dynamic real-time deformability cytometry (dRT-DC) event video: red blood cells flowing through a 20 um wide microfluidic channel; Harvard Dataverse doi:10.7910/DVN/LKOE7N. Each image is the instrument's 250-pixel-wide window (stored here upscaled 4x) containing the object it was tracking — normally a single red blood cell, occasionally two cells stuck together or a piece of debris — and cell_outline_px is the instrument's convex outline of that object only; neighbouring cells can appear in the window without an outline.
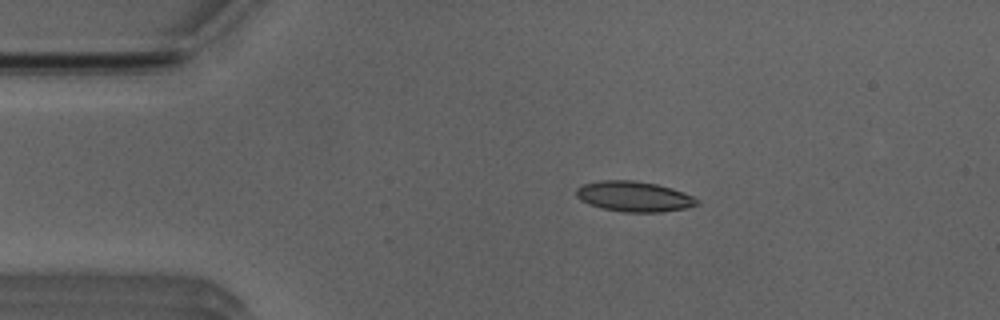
{"species": "Egyptian fruit bat (a non-hibernating species)", "species_latin": "Rousettus aegyptiacus", "temperature_condition": "room temperature", "stored_images_in_passage": 28, "camera_frame_rate_fps": 3000, "um_per_image_px": 0.085, "animal": {"sex": "male"}, "frame": {"image": 1, "passage_image": 1, "time_ms": 0.0, "image_size_px": [1000, 320], "cell_outline_px": [[700, 204], [684, 208], [660, 212], [624, 212], [604, 208], [588, 204], [580, 200], [576, 196], [576, 188], [584, 184], [600, 180], [632, 180], [656, 184], [672, 188], [684, 192], [700, 200]], "centroid_in_image_um": [53.89, 16.69], "position_along_channel_um": 31.1, "area_um2": 21.33}}
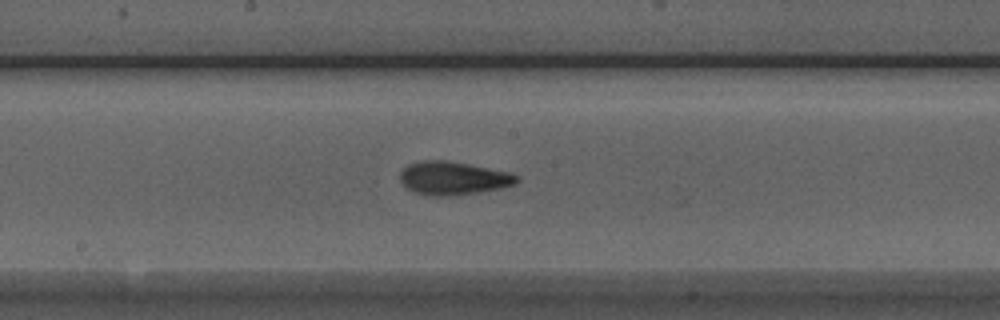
{"frame": {"image": 2, "passage_image": 18, "time_ms": 5.667, "image_size_px": [1000, 320], "cell_outline_px": [[520, 180], [516, 184], [504, 188], [452, 196], [432, 196], [412, 192], [400, 180], [400, 172], [408, 164], [420, 160], [444, 160], [468, 164], [512, 172], [520, 176]], "centroid_in_image_um": [38.57, 15.15], "position_along_channel_um": 209.6, "area_um2": 22.95}}
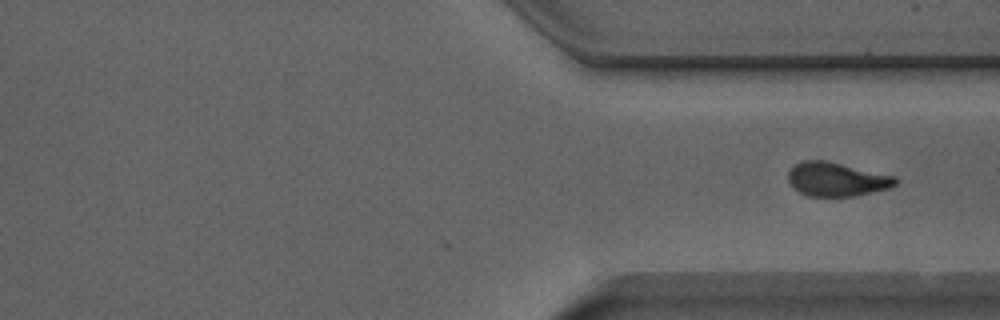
{"frame": {"image": 3, "passage_image": 28, "time_ms": 9.0, "image_size_px": [1000, 320], "cell_outline_px": [[900, 180], [896, 184], [888, 188], [856, 196], [808, 196], [792, 188], [788, 180], [788, 172], [796, 164], [804, 160], [828, 160], [896, 176]], "centroid_in_image_um": [71.13, 15.23], "position_along_channel_um": 340.3, "area_um2": 21.39}}